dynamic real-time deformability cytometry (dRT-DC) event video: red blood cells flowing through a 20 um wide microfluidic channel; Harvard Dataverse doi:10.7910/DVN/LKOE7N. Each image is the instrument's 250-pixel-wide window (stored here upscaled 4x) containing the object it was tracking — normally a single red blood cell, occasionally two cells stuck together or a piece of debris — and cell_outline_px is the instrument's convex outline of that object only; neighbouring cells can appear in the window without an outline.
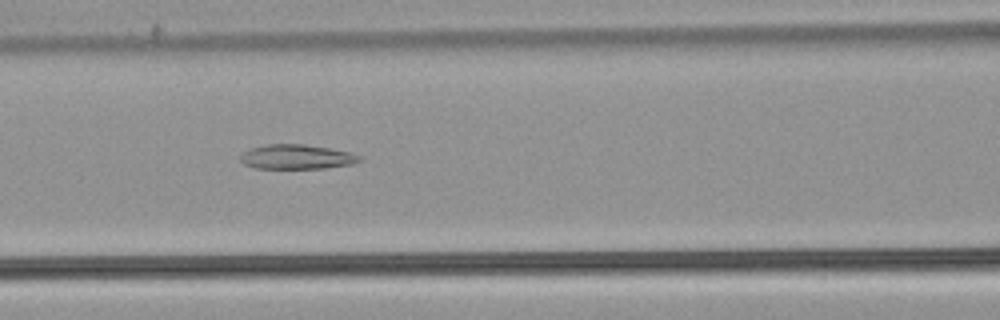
{"species": "common noctule bat (a hibernating species)", "species_latin": "Nyctalus noctula", "temperature_condition": "warm", "stored_images_in_passage": 54, "camera_frame_rate_fps": 3000, "um_per_image_px": 0.085, "animal": {"sex": "male", "body_mass_g": 21.5, "forearm_length_mm": 52.0}, "frame": {"image": 1, "passage_image": 24, "time_ms": 7.667, "image_size_px": [1000, 320], "cell_outline_px": [[360, 160], [352, 164], [324, 168], [256, 168], [244, 164], [240, 160], [240, 156], [244, 152], [252, 148], [264, 144], [304, 144], [328, 148], [348, 152], [360, 156]], "centroid_in_image_um": [25.18, 13.33], "position_along_channel_um": 141.4, "area_um2": 16.82}}
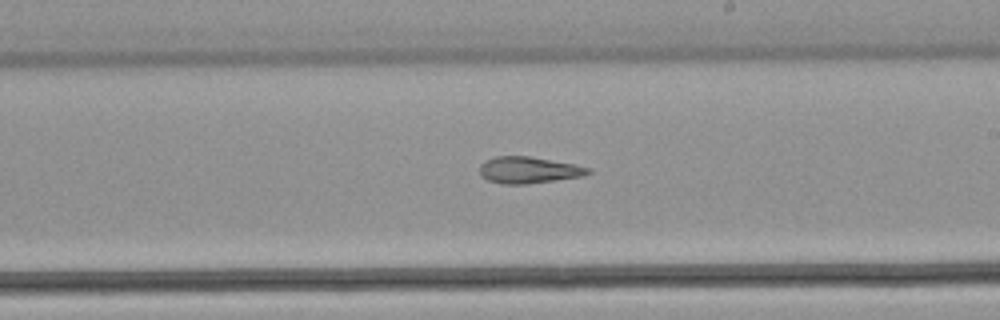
{"frame": {"image": 2, "passage_image": 32, "time_ms": 10.333, "image_size_px": [1000, 320], "cell_outline_px": [[592, 172], [584, 176], [524, 184], [504, 184], [488, 180], [480, 176], [480, 164], [496, 156], [528, 156], [572, 164], [592, 168]], "centroid_in_image_um": [44.94, 14.46], "position_along_channel_um": 244.1, "area_um2": 16.59}}
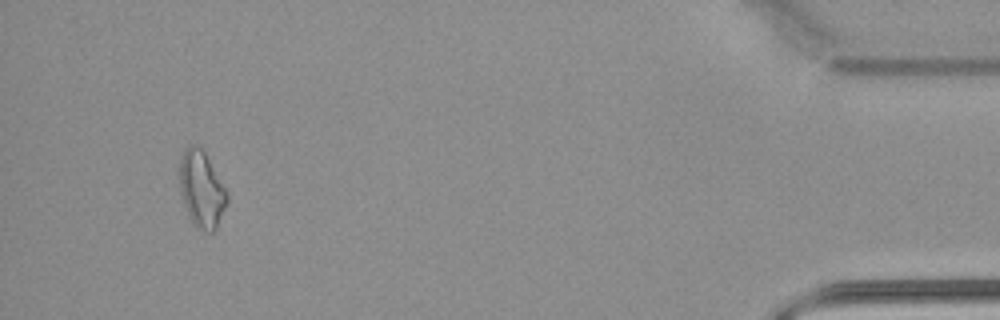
{"frame": {"image": 3, "passage_image": 51, "time_ms": 16.667, "image_size_px": [1000, 320], "cell_outline_px": [[228, 200], [216, 228], [212, 232], [204, 232], [192, 224], [188, 216], [180, 192], [180, 156], [192, 144], [200, 148], [204, 152], [224, 188], [228, 196]], "centroid_in_image_um": [17.11, 16.15], "position_along_channel_um": 418.1, "area_um2": 20.63}, "authors_computed_cell_mechanics": {"area_um2": 19.7098, "velocity_mm_per_s": 3.8586, "shape_relaxation_time_tau1_ms": null, "shape_relaxation_time_tau2_ms": 4.6971, "deformation_change_tau1": null, "deformation_change_tau2": 0.1508}}